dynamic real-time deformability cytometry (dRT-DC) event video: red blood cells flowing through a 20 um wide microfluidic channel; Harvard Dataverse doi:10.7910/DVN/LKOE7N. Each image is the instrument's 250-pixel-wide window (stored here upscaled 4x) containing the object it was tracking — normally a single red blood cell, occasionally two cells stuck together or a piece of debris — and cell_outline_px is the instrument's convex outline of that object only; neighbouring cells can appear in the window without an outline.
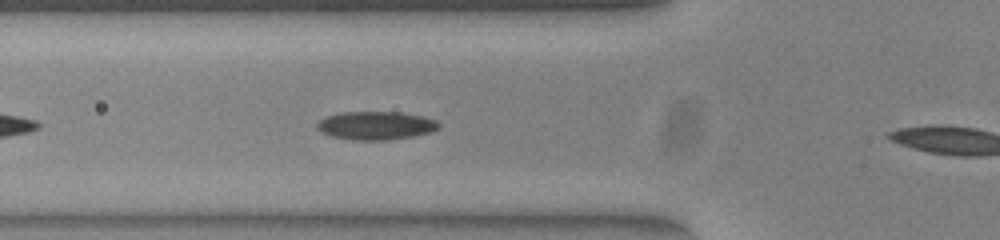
{"species": "common noctule bat (a hibernating species)", "species_latin": "Nyctalus noctula", "temperature_condition": "warm", "stored_images_in_passage": 5, "camera_frame_rate_fps": 3000, "um_per_image_px": 0.085, "animal": {"sex": "female", "body_mass_g": 23.0, "forearm_length_mm": 53.4}, "frame": {"image": 1, "passage_image": 4, "time_ms": 1.0, "image_size_px": [1000, 240], "cell_outline_px": [[440, 128], [432, 132], [412, 136], [388, 140], [356, 140], [332, 136], [320, 132], [316, 128], [316, 124], [320, 120], [328, 116], [344, 112], [400, 112], [424, 116], [436, 120], [440, 124]], "centroid_in_image_um": [31.98, 10.67], "position_along_channel_um": 93.8, "area_um2": 20.11}}